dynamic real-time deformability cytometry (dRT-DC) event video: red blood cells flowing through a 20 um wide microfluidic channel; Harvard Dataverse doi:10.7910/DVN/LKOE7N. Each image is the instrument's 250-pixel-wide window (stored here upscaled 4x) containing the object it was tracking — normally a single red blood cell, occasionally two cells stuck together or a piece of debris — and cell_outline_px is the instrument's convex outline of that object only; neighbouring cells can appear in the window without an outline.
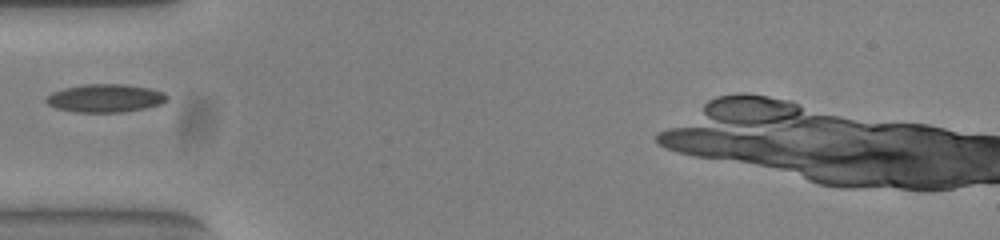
{"species": "common noctule bat (a hibernating species)", "species_latin": "Nyctalus noctula", "temperature_condition": "warm", "stored_images_in_passage": 33, "camera_frame_rate_fps": 3000, "um_per_image_px": 0.085, "animal": {"sex": "female", "body_mass_g": 23.0, "forearm_length_mm": 53.4}, "frame": {"image": 1, "passage_image": 1, "time_ms": 0.0, "image_size_px": [1000, 240], "cell_outline_px": [[168, 100], [160, 104], [144, 108], [120, 112], [72, 112], [56, 108], [48, 104], [44, 100], [52, 92], [64, 88], [84, 84], [124, 84], [148, 88], [164, 92], [168, 96]], "centroid_in_image_um": [8.93, 8.34], "position_along_channel_um": 76.1, "area_um2": 19.77}}